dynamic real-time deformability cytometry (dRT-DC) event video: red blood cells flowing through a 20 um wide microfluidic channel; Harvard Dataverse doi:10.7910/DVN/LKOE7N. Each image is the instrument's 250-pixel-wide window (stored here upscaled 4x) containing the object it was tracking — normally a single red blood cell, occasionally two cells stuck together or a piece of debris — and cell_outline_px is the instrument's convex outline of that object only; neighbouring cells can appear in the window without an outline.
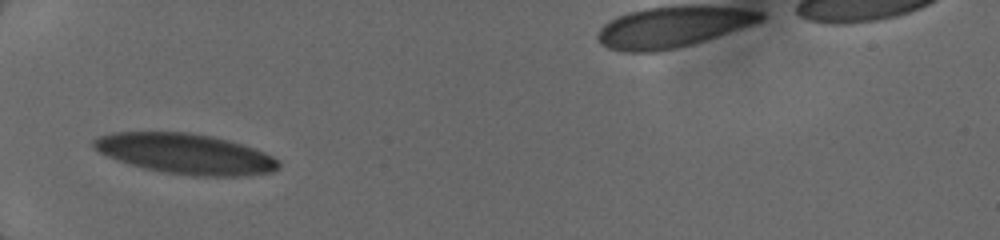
{"species": "human", "species_latin": "Homo sapiens", "temperature_condition": "cold", "stored_images_in_passage": 11, "camera_frame_rate_fps": 3000, "um_per_image_px": 0.085, "donor": {"sex": "female"}, "frame": {"image": 1, "passage_image": 1, "time_ms": 0.0, "image_size_px": [1000, 240], "cell_outline_px": [[280, 168], [272, 172], [240, 176], [192, 176], [164, 172], [144, 168], [108, 156], [92, 148], [92, 140], [96, 136], [112, 132], [188, 132], [212, 136], [244, 144], [264, 152], [280, 160]], "centroid_in_image_um": [15.78, 13.06], "position_along_channel_um": 69.2, "area_um2": 43.58}}
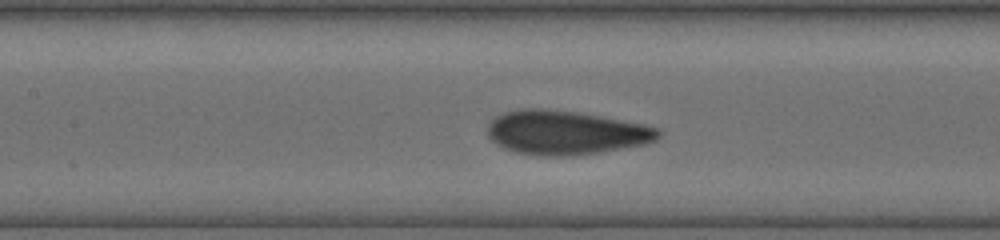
{"frame": {"image": 2, "passage_image": 7, "time_ms": 2.333, "image_size_px": [1000, 240], "cell_outline_px": [[660, 136], [656, 140], [648, 144], [600, 152], [572, 156], [544, 156], [516, 152], [504, 148], [496, 144], [488, 136], [488, 124], [496, 116], [504, 112], [520, 108], [544, 108], [576, 112], [600, 116], [644, 124], [660, 128]], "centroid_in_image_um": [48.09, 11.27], "position_along_channel_um": 159.3, "area_um2": 44.04}}
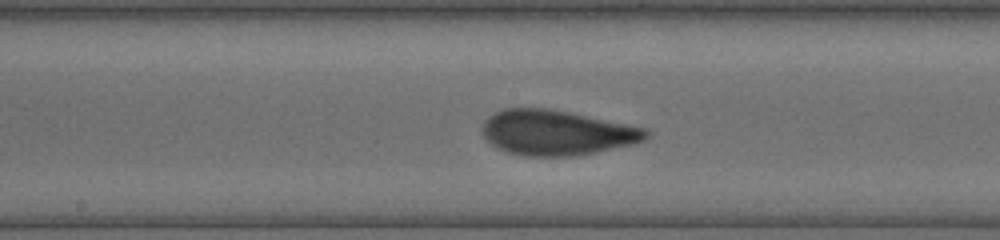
{"frame": {"image": 3, "passage_image": 10, "time_ms": 3.333, "image_size_px": [1000, 240], "cell_outline_px": [[648, 136], [644, 140], [632, 144], [596, 152], [576, 156], [524, 156], [508, 152], [496, 148], [480, 132], [484, 120], [488, 116], [504, 108], [548, 108], [568, 112], [644, 128], [648, 132]], "centroid_in_image_um": [47.25, 11.28], "position_along_channel_um": 201.0, "area_um2": 42.77}}